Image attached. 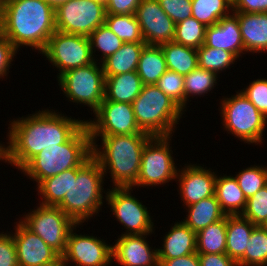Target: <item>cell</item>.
I'll return each instance as SVG.
<instances>
[{"mask_svg": "<svg viewBox=\"0 0 267 266\" xmlns=\"http://www.w3.org/2000/svg\"><path fill=\"white\" fill-rule=\"evenodd\" d=\"M58 111L43 108L9 120L6 164L21 170L45 148L66 143L85 124V119Z\"/></svg>", "mask_w": 267, "mask_h": 266, "instance_id": "cell-1", "label": "cell"}, {"mask_svg": "<svg viewBox=\"0 0 267 266\" xmlns=\"http://www.w3.org/2000/svg\"><path fill=\"white\" fill-rule=\"evenodd\" d=\"M55 31V9L44 1L0 0V33L18 52L23 46L41 54Z\"/></svg>", "mask_w": 267, "mask_h": 266, "instance_id": "cell-2", "label": "cell"}, {"mask_svg": "<svg viewBox=\"0 0 267 266\" xmlns=\"http://www.w3.org/2000/svg\"><path fill=\"white\" fill-rule=\"evenodd\" d=\"M90 137L92 156L100 164L105 178L109 172L111 187H132L139 176L142 151L153 136L143 132ZM99 139L100 145L97 143Z\"/></svg>", "mask_w": 267, "mask_h": 266, "instance_id": "cell-3", "label": "cell"}, {"mask_svg": "<svg viewBox=\"0 0 267 266\" xmlns=\"http://www.w3.org/2000/svg\"><path fill=\"white\" fill-rule=\"evenodd\" d=\"M105 180L100 164L91 156L77 168V176H71L69 191L58 207L76 224L94 219L93 216H99L103 208L101 206L105 205L103 203L107 196L106 188L104 190L103 187Z\"/></svg>", "mask_w": 267, "mask_h": 266, "instance_id": "cell-4", "label": "cell"}, {"mask_svg": "<svg viewBox=\"0 0 267 266\" xmlns=\"http://www.w3.org/2000/svg\"><path fill=\"white\" fill-rule=\"evenodd\" d=\"M91 156L92 142L85 123L66 143L60 144L59 147L45 148L19 172L38 185L46 178L78 168Z\"/></svg>", "mask_w": 267, "mask_h": 266, "instance_id": "cell-5", "label": "cell"}, {"mask_svg": "<svg viewBox=\"0 0 267 266\" xmlns=\"http://www.w3.org/2000/svg\"><path fill=\"white\" fill-rule=\"evenodd\" d=\"M139 128L151 136H173L185 111L156 85H144L132 102Z\"/></svg>", "mask_w": 267, "mask_h": 266, "instance_id": "cell-6", "label": "cell"}, {"mask_svg": "<svg viewBox=\"0 0 267 266\" xmlns=\"http://www.w3.org/2000/svg\"><path fill=\"white\" fill-rule=\"evenodd\" d=\"M223 131L245 144L263 145L267 118L240 91L219 99ZM264 135V137H263Z\"/></svg>", "mask_w": 267, "mask_h": 266, "instance_id": "cell-7", "label": "cell"}, {"mask_svg": "<svg viewBox=\"0 0 267 266\" xmlns=\"http://www.w3.org/2000/svg\"><path fill=\"white\" fill-rule=\"evenodd\" d=\"M58 86L68 102L83 105L91 110V115L105 98V75L102 63L71 69L57 78ZM93 111V112H92Z\"/></svg>", "mask_w": 267, "mask_h": 266, "instance_id": "cell-8", "label": "cell"}, {"mask_svg": "<svg viewBox=\"0 0 267 266\" xmlns=\"http://www.w3.org/2000/svg\"><path fill=\"white\" fill-rule=\"evenodd\" d=\"M172 138V136H153L146 143L142 151L139 176L132 188L152 189L176 181L179 168L170 146Z\"/></svg>", "mask_w": 267, "mask_h": 266, "instance_id": "cell-9", "label": "cell"}, {"mask_svg": "<svg viewBox=\"0 0 267 266\" xmlns=\"http://www.w3.org/2000/svg\"><path fill=\"white\" fill-rule=\"evenodd\" d=\"M109 188L105 202L108 204L109 212H112L111 215L125 229L121 235L153 234L156 230L153 216L150 215L148 207L132 194L134 188L111 186Z\"/></svg>", "mask_w": 267, "mask_h": 266, "instance_id": "cell-10", "label": "cell"}, {"mask_svg": "<svg viewBox=\"0 0 267 266\" xmlns=\"http://www.w3.org/2000/svg\"><path fill=\"white\" fill-rule=\"evenodd\" d=\"M18 220L60 255L65 252L68 235L76 225L58 206L40 203Z\"/></svg>", "mask_w": 267, "mask_h": 266, "instance_id": "cell-11", "label": "cell"}, {"mask_svg": "<svg viewBox=\"0 0 267 266\" xmlns=\"http://www.w3.org/2000/svg\"><path fill=\"white\" fill-rule=\"evenodd\" d=\"M49 64L56 67L57 78L68 70L94 62L89 37L55 31L41 53Z\"/></svg>", "mask_w": 267, "mask_h": 266, "instance_id": "cell-12", "label": "cell"}, {"mask_svg": "<svg viewBox=\"0 0 267 266\" xmlns=\"http://www.w3.org/2000/svg\"><path fill=\"white\" fill-rule=\"evenodd\" d=\"M105 2L101 0H69L55 9L56 30L89 37L105 24Z\"/></svg>", "mask_w": 267, "mask_h": 266, "instance_id": "cell-13", "label": "cell"}, {"mask_svg": "<svg viewBox=\"0 0 267 266\" xmlns=\"http://www.w3.org/2000/svg\"><path fill=\"white\" fill-rule=\"evenodd\" d=\"M76 224L70 231L65 252L61 255V264L64 266H112V244L107 239L90 234H77ZM107 241V242H106ZM109 243V244H108Z\"/></svg>", "mask_w": 267, "mask_h": 266, "instance_id": "cell-14", "label": "cell"}, {"mask_svg": "<svg viewBox=\"0 0 267 266\" xmlns=\"http://www.w3.org/2000/svg\"><path fill=\"white\" fill-rule=\"evenodd\" d=\"M94 116L95 118L85 120L90 136L143 133L136 122L133 106L130 103L108 101L104 98L93 113Z\"/></svg>", "mask_w": 267, "mask_h": 266, "instance_id": "cell-15", "label": "cell"}, {"mask_svg": "<svg viewBox=\"0 0 267 266\" xmlns=\"http://www.w3.org/2000/svg\"><path fill=\"white\" fill-rule=\"evenodd\" d=\"M11 234L19 266H59L61 255L29 230L20 220L14 222Z\"/></svg>", "mask_w": 267, "mask_h": 266, "instance_id": "cell-16", "label": "cell"}, {"mask_svg": "<svg viewBox=\"0 0 267 266\" xmlns=\"http://www.w3.org/2000/svg\"><path fill=\"white\" fill-rule=\"evenodd\" d=\"M184 167H179L176 182L178 183V194L182 204L187 207L205 198L215 195V182L218 171L204 167L198 163H184Z\"/></svg>", "mask_w": 267, "mask_h": 266, "instance_id": "cell-17", "label": "cell"}, {"mask_svg": "<svg viewBox=\"0 0 267 266\" xmlns=\"http://www.w3.org/2000/svg\"><path fill=\"white\" fill-rule=\"evenodd\" d=\"M135 16L146 45H161L174 40L176 24L157 0H141Z\"/></svg>", "mask_w": 267, "mask_h": 266, "instance_id": "cell-18", "label": "cell"}, {"mask_svg": "<svg viewBox=\"0 0 267 266\" xmlns=\"http://www.w3.org/2000/svg\"><path fill=\"white\" fill-rule=\"evenodd\" d=\"M149 235H118L112 244V261L121 266H157V248L150 247Z\"/></svg>", "mask_w": 267, "mask_h": 266, "instance_id": "cell-19", "label": "cell"}, {"mask_svg": "<svg viewBox=\"0 0 267 266\" xmlns=\"http://www.w3.org/2000/svg\"><path fill=\"white\" fill-rule=\"evenodd\" d=\"M204 46L223 49L233 53L238 59L245 54L237 16L232 12L217 24L206 26Z\"/></svg>", "mask_w": 267, "mask_h": 266, "instance_id": "cell-20", "label": "cell"}, {"mask_svg": "<svg viewBox=\"0 0 267 266\" xmlns=\"http://www.w3.org/2000/svg\"><path fill=\"white\" fill-rule=\"evenodd\" d=\"M170 230L162 237V247L157 248L158 260H168L196 253V232L182 220L170 225Z\"/></svg>", "mask_w": 267, "mask_h": 266, "instance_id": "cell-21", "label": "cell"}, {"mask_svg": "<svg viewBox=\"0 0 267 266\" xmlns=\"http://www.w3.org/2000/svg\"><path fill=\"white\" fill-rule=\"evenodd\" d=\"M233 13L238 18L245 55L267 52V13Z\"/></svg>", "mask_w": 267, "mask_h": 266, "instance_id": "cell-22", "label": "cell"}, {"mask_svg": "<svg viewBox=\"0 0 267 266\" xmlns=\"http://www.w3.org/2000/svg\"><path fill=\"white\" fill-rule=\"evenodd\" d=\"M143 86L137 71L105 76V99L132 104L142 91Z\"/></svg>", "mask_w": 267, "mask_h": 266, "instance_id": "cell-23", "label": "cell"}, {"mask_svg": "<svg viewBox=\"0 0 267 266\" xmlns=\"http://www.w3.org/2000/svg\"><path fill=\"white\" fill-rule=\"evenodd\" d=\"M215 196L226 215H241L246 208L247 199L234 175L217 174Z\"/></svg>", "mask_w": 267, "mask_h": 266, "instance_id": "cell-24", "label": "cell"}, {"mask_svg": "<svg viewBox=\"0 0 267 266\" xmlns=\"http://www.w3.org/2000/svg\"><path fill=\"white\" fill-rule=\"evenodd\" d=\"M184 209L186 210V217L184 216L183 222L196 233L226 216L215 195Z\"/></svg>", "mask_w": 267, "mask_h": 266, "instance_id": "cell-25", "label": "cell"}, {"mask_svg": "<svg viewBox=\"0 0 267 266\" xmlns=\"http://www.w3.org/2000/svg\"><path fill=\"white\" fill-rule=\"evenodd\" d=\"M255 225L242 215H227L226 254L236 262L244 255Z\"/></svg>", "mask_w": 267, "mask_h": 266, "instance_id": "cell-26", "label": "cell"}, {"mask_svg": "<svg viewBox=\"0 0 267 266\" xmlns=\"http://www.w3.org/2000/svg\"><path fill=\"white\" fill-rule=\"evenodd\" d=\"M145 43H124L120 49L102 62L105 76L137 71Z\"/></svg>", "mask_w": 267, "mask_h": 266, "instance_id": "cell-27", "label": "cell"}, {"mask_svg": "<svg viewBox=\"0 0 267 266\" xmlns=\"http://www.w3.org/2000/svg\"><path fill=\"white\" fill-rule=\"evenodd\" d=\"M163 51L167 70L183 76L198 67L197 49L174 41L159 45Z\"/></svg>", "mask_w": 267, "mask_h": 266, "instance_id": "cell-28", "label": "cell"}, {"mask_svg": "<svg viewBox=\"0 0 267 266\" xmlns=\"http://www.w3.org/2000/svg\"><path fill=\"white\" fill-rule=\"evenodd\" d=\"M71 176H77V168L65 170L55 176L42 180L36 185L40 204L58 206L71 186Z\"/></svg>", "mask_w": 267, "mask_h": 266, "instance_id": "cell-29", "label": "cell"}, {"mask_svg": "<svg viewBox=\"0 0 267 266\" xmlns=\"http://www.w3.org/2000/svg\"><path fill=\"white\" fill-rule=\"evenodd\" d=\"M167 71L166 61L160 46L146 45L140 55L137 74L144 85H155Z\"/></svg>", "mask_w": 267, "mask_h": 266, "instance_id": "cell-30", "label": "cell"}, {"mask_svg": "<svg viewBox=\"0 0 267 266\" xmlns=\"http://www.w3.org/2000/svg\"><path fill=\"white\" fill-rule=\"evenodd\" d=\"M226 228L227 215L201 229L196 233V252L198 254H221L226 253Z\"/></svg>", "mask_w": 267, "mask_h": 266, "instance_id": "cell-31", "label": "cell"}, {"mask_svg": "<svg viewBox=\"0 0 267 266\" xmlns=\"http://www.w3.org/2000/svg\"><path fill=\"white\" fill-rule=\"evenodd\" d=\"M220 78L216 73L200 67L195 68L189 74L184 76V94H185V112L191 98L203 97L209 95L215 86H218L217 81ZM209 92V93H208Z\"/></svg>", "mask_w": 267, "mask_h": 266, "instance_id": "cell-32", "label": "cell"}, {"mask_svg": "<svg viewBox=\"0 0 267 266\" xmlns=\"http://www.w3.org/2000/svg\"><path fill=\"white\" fill-rule=\"evenodd\" d=\"M191 12L196 20L211 26L233 12L232 0H192Z\"/></svg>", "mask_w": 267, "mask_h": 266, "instance_id": "cell-33", "label": "cell"}, {"mask_svg": "<svg viewBox=\"0 0 267 266\" xmlns=\"http://www.w3.org/2000/svg\"><path fill=\"white\" fill-rule=\"evenodd\" d=\"M105 24L124 43H145L135 14H106Z\"/></svg>", "mask_w": 267, "mask_h": 266, "instance_id": "cell-34", "label": "cell"}, {"mask_svg": "<svg viewBox=\"0 0 267 266\" xmlns=\"http://www.w3.org/2000/svg\"><path fill=\"white\" fill-rule=\"evenodd\" d=\"M89 40L92 57L94 61L98 63H102L109 56L120 49L124 44V42L119 39V37L115 33H113L106 24H103L96 28L89 35ZM99 52H101V56L99 55Z\"/></svg>", "mask_w": 267, "mask_h": 266, "instance_id": "cell-35", "label": "cell"}, {"mask_svg": "<svg viewBox=\"0 0 267 266\" xmlns=\"http://www.w3.org/2000/svg\"><path fill=\"white\" fill-rule=\"evenodd\" d=\"M239 266H267V226H255Z\"/></svg>", "mask_w": 267, "mask_h": 266, "instance_id": "cell-36", "label": "cell"}, {"mask_svg": "<svg viewBox=\"0 0 267 266\" xmlns=\"http://www.w3.org/2000/svg\"><path fill=\"white\" fill-rule=\"evenodd\" d=\"M197 54L198 67L214 72L219 77L220 73L226 72V69L232 68V65L238 61V58L229 51L204 45L197 49Z\"/></svg>", "mask_w": 267, "mask_h": 266, "instance_id": "cell-37", "label": "cell"}, {"mask_svg": "<svg viewBox=\"0 0 267 266\" xmlns=\"http://www.w3.org/2000/svg\"><path fill=\"white\" fill-rule=\"evenodd\" d=\"M206 26L196 20L194 17H189L176 24L174 42L193 48H200L205 41Z\"/></svg>", "mask_w": 267, "mask_h": 266, "instance_id": "cell-38", "label": "cell"}, {"mask_svg": "<svg viewBox=\"0 0 267 266\" xmlns=\"http://www.w3.org/2000/svg\"><path fill=\"white\" fill-rule=\"evenodd\" d=\"M246 199L267 185V166L250 165L234 175Z\"/></svg>", "mask_w": 267, "mask_h": 266, "instance_id": "cell-39", "label": "cell"}, {"mask_svg": "<svg viewBox=\"0 0 267 266\" xmlns=\"http://www.w3.org/2000/svg\"><path fill=\"white\" fill-rule=\"evenodd\" d=\"M185 111L184 76L167 70L155 84Z\"/></svg>", "mask_w": 267, "mask_h": 266, "instance_id": "cell-40", "label": "cell"}, {"mask_svg": "<svg viewBox=\"0 0 267 266\" xmlns=\"http://www.w3.org/2000/svg\"><path fill=\"white\" fill-rule=\"evenodd\" d=\"M241 215L255 226H267V185L247 199L246 208Z\"/></svg>", "mask_w": 267, "mask_h": 266, "instance_id": "cell-41", "label": "cell"}, {"mask_svg": "<svg viewBox=\"0 0 267 266\" xmlns=\"http://www.w3.org/2000/svg\"><path fill=\"white\" fill-rule=\"evenodd\" d=\"M240 91L267 118V78H255Z\"/></svg>", "mask_w": 267, "mask_h": 266, "instance_id": "cell-42", "label": "cell"}, {"mask_svg": "<svg viewBox=\"0 0 267 266\" xmlns=\"http://www.w3.org/2000/svg\"><path fill=\"white\" fill-rule=\"evenodd\" d=\"M165 13L177 24L192 17V0H157Z\"/></svg>", "mask_w": 267, "mask_h": 266, "instance_id": "cell-43", "label": "cell"}, {"mask_svg": "<svg viewBox=\"0 0 267 266\" xmlns=\"http://www.w3.org/2000/svg\"><path fill=\"white\" fill-rule=\"evenodd\" d=\"M7 232H0V266H19L13 236Z\"/></svg>", "mask_w": 267, "mask_h": 266, "instance_id": "cell-44", "label": "cell"}, {"mask_svg": "<svg viewBox=\"0 0 267 266\" xmlns=\"http://www.w3.org/2000/svg\"><path fill=\"white\" fill-rule=\"evenodd\" d=\"M17 54L18 51L13 44L0 33V80L9 75V70L12 68L11 65H14L13 61Z\"/></svg>", "mask_w": 267, "mask_h": 266, "instance_id": "cell-45", "label": "cell"}, {"mask_svg": "<svg viewBox=\"0 0 267 266\" xmlns=\"http://www.w3.org/2000/svg\"><path fill=\"white\" fill-rule=\"evenodd\" d=\"M141 0H105L106 14H135Z\"/></svg>", "mask_w": 267, "mask_h": 266, "instance_id": "cell-46", "label": "cell"}, {"mask_svg": "<svg viewBox=\"0 0 267 266\" xmlns=\"http://www.w3.org/2000/svg\"><path fill=\"white\" fill-rule=\"evenodd\" d=\"M233 12L267 13V0H232Z\"/></svg>", "mask_w": 267, "mask_h": 266, "instance_id": "cell-47", "label": "cell"}, {"mask_svg": "<svg viewBox=\"0 0 267 266\" xmlns=\"http://www.w3.org/2000/svg\"><path fill=\"white\" fill-rule=\"evenodd\" d=\"M200 266H239L238 262L231 259L226 253L198 254Z\"/></svg>", "mask_w": 267, "mask_h": 266, "instance_id": "cell-48", "label": "cell"}, {"mask_svg": "<svg viewBox=\"0 0 267 266\" xmlns=\"http://www.w3.org/2000/svg\"><path fill=\"white\" fill-rule=\"evenodd\" d=\"M160 266H200L198 253L189 254L179 258L158 260Z\"/></svg>", "mask_w": 267, "mask_h": 266, "instance_id": "cell-49", "label": "cell"}, {"mask_svg": "<svg viewBox=\"0 0 267 266\" xmlns=\"http://www.w3.org/2000/svg\"><path fill=\"white\" fill-rule=\"evenodd\" d=\"M4 143V144H3ZM0 141V161L7 163V150L5 142Z\"/></svg>", "mask_w": 267, "mask_h": 266, "instance_id": "cell-50", "label": "cell"}, {"mask_svg": "<svg viewBox=\"0 0 267 266\" xmlns=\"http://www.w3.org/2000/svg\"><path fill=\"white\" fill-rule=\"evenodd\" d=\"M48 5H50L53 9H56L58 6L68 2L69 0H42Z\"/></svg>", "mask_w": 267, "mask_h": 266, "instance_id": "cell-51", "label": "cell"}]
</instances>
